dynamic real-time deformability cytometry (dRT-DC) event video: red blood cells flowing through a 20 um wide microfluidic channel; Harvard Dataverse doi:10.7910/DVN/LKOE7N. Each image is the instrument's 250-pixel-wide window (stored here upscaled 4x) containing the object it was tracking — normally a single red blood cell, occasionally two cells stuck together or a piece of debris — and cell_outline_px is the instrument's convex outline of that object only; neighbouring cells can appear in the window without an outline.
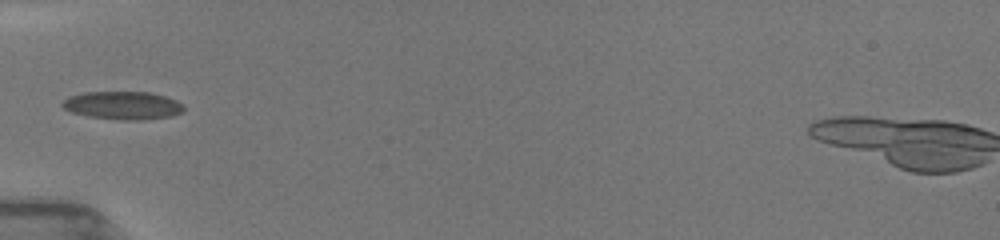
{"species": "common noctule bat (a hibernating species)", "species_latin": "Nyctalus noctula", "temperature_condition": "room temperature", "stored_images_in_passage": 8, "camera_frame_rate_fps": 3000, "um_per_image_px": 0.085, "animal": {"sex": "female", "body_mass_g": 19.5, "forearm_length_mm": 54.1}, "frame": {"image": 1, "passage_image": 3, "time_ms": 1.333, "image_size_px": [1000, 240], "cell_outline_px": [[184, 108], [180, 112], [168, 116], [140, 120], [120, 120], [88, 116], [72, 112], [64, 108], [60, 104], [68, 96], [84, 92], [148, 92], [164, 96], [176, 100]], "centroid_in_image_um": [10.37, 8.95], "position_along_channel_um": 74.6, "area_um2": 19.59}}
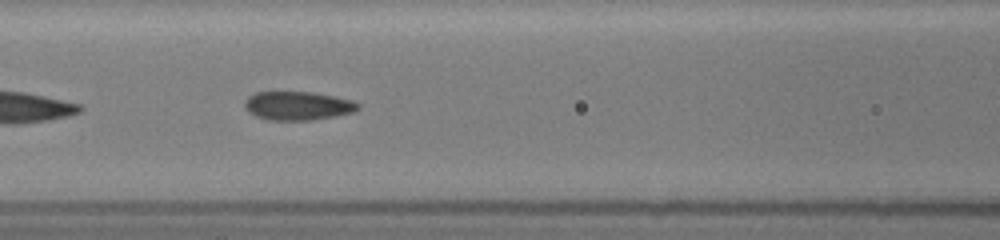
{"frame": {"image": 2, "passage_image": 6, "time_ms": 3.0, "image_size_px": [1000, 240], "cell_outline_px": [[360, 108], [352, 112], [336, 116], [312, 120], [268, 120], [256, 116], [248, 112], [244, 108], [244, 100], [248, 96], [256, 92], [312, 92], [352, 100], [360, 104]], "centroid_in_image_um": [25.28, 8.99], "position_along_channel_um": 141.3, "area_um2": 19.02}}
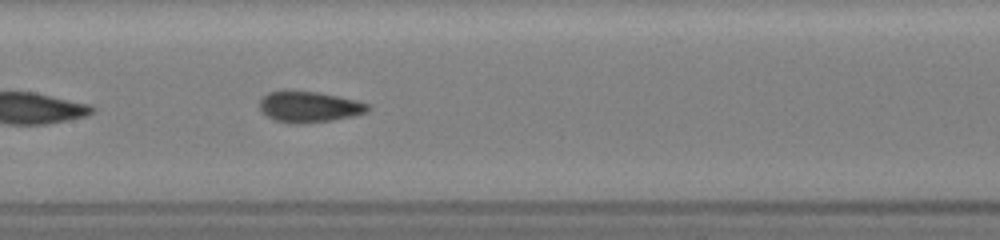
{"frame": {"image": 3, "passage_image": 8, "time_ms": 4.0, "image_size_px": [1000, 240], "cell_outline_px": [[368, 108], [364, 112], [352, 116], [332, 120], [296, 124], [288, 124], [276, 120], [268, 116], [260, 108], [260, 100], [268, 92], [284, 88], [288, 88], [316, 92], [336, 96], [368, 104]], "centroid_in_image_um": [26.17, 9.05], "position_along_channel_um": 181.2, "area_um2": 19.48}}